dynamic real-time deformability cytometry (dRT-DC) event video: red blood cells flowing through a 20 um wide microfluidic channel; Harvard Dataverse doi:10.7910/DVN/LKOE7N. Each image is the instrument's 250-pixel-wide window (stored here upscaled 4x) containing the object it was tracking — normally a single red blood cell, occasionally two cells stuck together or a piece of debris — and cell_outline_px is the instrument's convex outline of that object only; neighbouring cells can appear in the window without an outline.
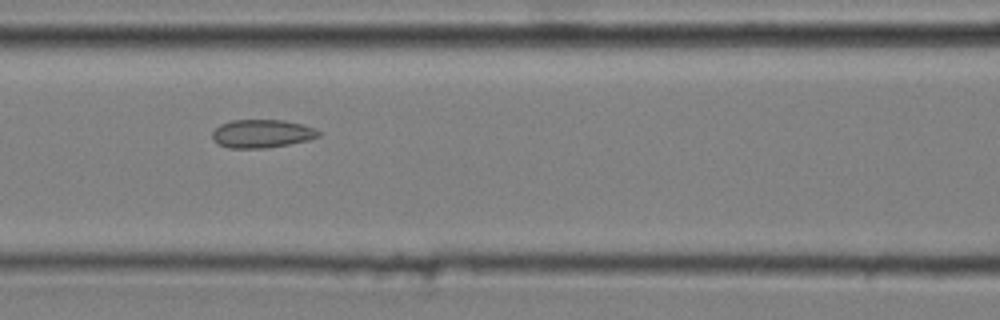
{"species": "common noctule bat (a hibernating species)", "species_latin": "Nyctalus noctula", "temperature_condition": "cold", "stored_images_in_passage": 8, "camera_frame_rate_fps": 3000, "um_per_image_px": 0.085, "animal": {"sex": "male", "body_mass_g": 20.4}, "frame": {"image": 1, "passage_image": 5, "time_ms": 1.333, "image_size_px": [1000, 320], "cell_outline_px": [[324, 132], [320, 136], [308, 140], [268, 148], [228, 148], [216, 144], [212, 136], [212, 132], [220, 124], [232, 120], [280, 120], [300, 124], [316, 128]], "centroid_in_image_um": [22.27, 11.37], "position_along_channel_um": 144.3, "area_um2": 17.63}}
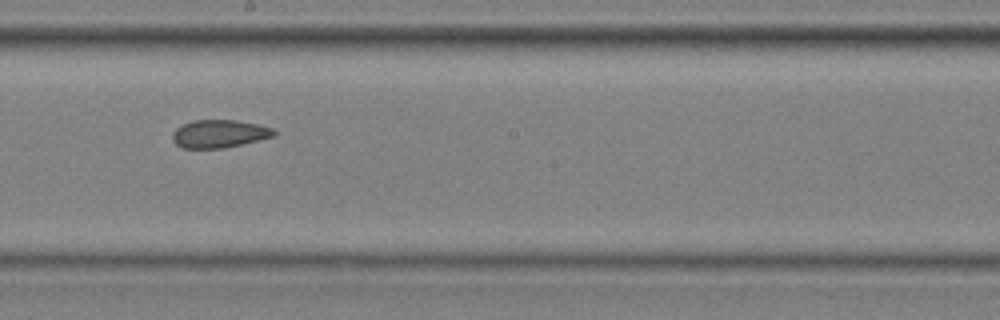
{"frame": {"image": 2, "passage_image": 7, "time_ms": 2.0, "image_size_px": [1000, 320], "cell_outline_px": [[280, 132], [276, 136], [224, 148], [184, 148], [176, 144], [172, 140], [172, 132], [176, 128], [192, 120], [236, 120], [256, 124], [272, 128]], "centroid_in_image_um": [18.66, 11.37], "position_along_channel_um": 229.5, "area_um2": 16.59}}
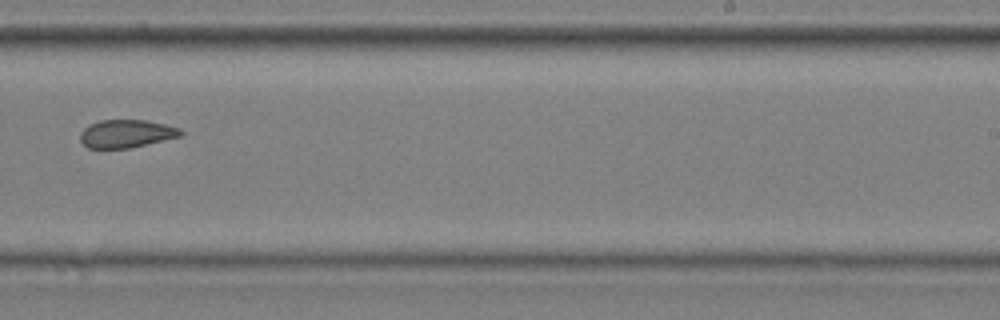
{"frame": {"image": 3, "passage_image": 8, "time_ms": 2.333, "image_size_px": [1000, 320], "cell_outline_px": [[184, 132], [180, 136], [128, 148], [88, 148], [80, 140], [80, 132], [88, 124], [100, 120], [144, 120], [164, 124], [180, 128]], "centroid_in_image_um": [10.7, 11.35], "position_along_channel_um": 278.3, "area_um2": 16.24}}